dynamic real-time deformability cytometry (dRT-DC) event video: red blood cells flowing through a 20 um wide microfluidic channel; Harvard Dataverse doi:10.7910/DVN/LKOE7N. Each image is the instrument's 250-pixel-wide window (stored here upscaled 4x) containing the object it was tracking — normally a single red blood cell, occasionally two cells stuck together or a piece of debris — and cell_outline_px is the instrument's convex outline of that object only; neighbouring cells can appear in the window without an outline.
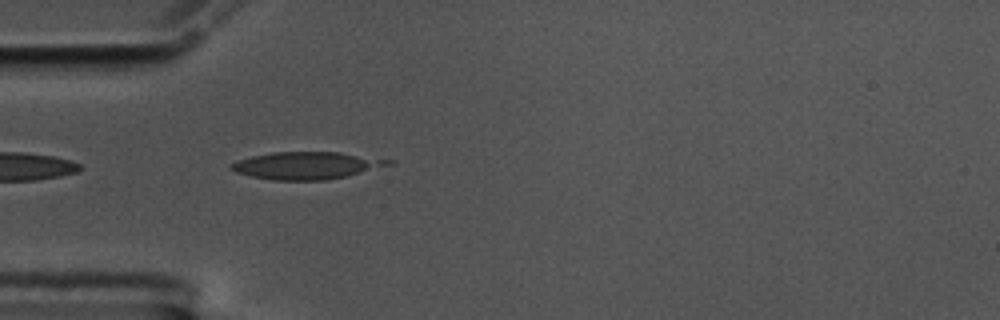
{"species": "common noctule bat (a hibernating species)", "species_latin": "Nyctalus noctula", "temperature_condition": "cold", "stored_images_in_passage": 11, "camera_frame_rate_fps": 3000, "um_per_image_px": 0.085, "animal": {"sex": "male", "body_mass_g": 17.5, "forearm_length_mm": 52.3}, "frame": {"image": 1, "passage_image": 1, "time_ms": 0.0, "image_size_px": [1000, 320], "cell_outline_px": [[396, 160], [392, 164], [348, 176], [324, 180], [272, 180], [252, 176], [236, 172], [228, 168], [228, 164], [252, 156], [272, 152], [340, 152]], "centroid_in_image_um": [26.08, 14.06], "position_along_channel_um": 58.9, "area_um2": 25.09}}
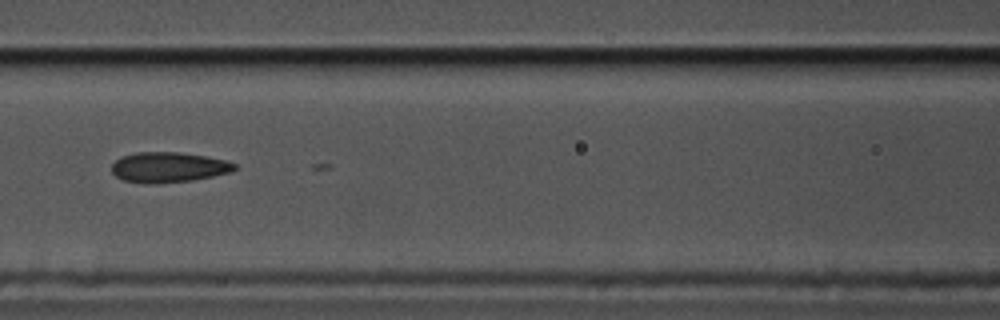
{"frame": {"image": 2, "passage_image": 9, "time_ms": 2.667, "image_size_px": [1000, 320], "cell_outline_px": [[236, 168], [232, 172], [192, 180], [152, 184], [124, 180], [116, 176], [112, 172], [112, 164], [120, 156], [136, 152], [176, 152], [204, 156], [228, 160], [236, 164]], "centroid_in_image_um": [14.32, 14.21], "position_along_channel_um": 152.3, "area_um2": 21.62}}